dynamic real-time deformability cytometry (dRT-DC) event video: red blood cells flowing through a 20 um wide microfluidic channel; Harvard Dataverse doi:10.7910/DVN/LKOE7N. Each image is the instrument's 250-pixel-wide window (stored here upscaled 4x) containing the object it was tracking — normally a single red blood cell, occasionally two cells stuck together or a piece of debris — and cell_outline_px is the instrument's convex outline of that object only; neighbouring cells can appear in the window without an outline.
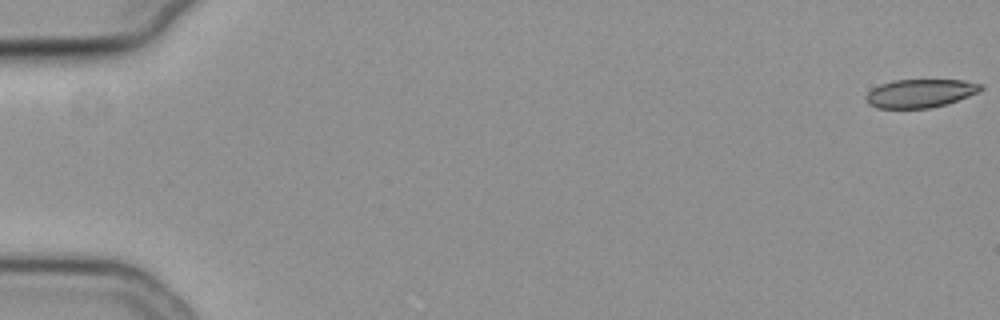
{"species": "common noctule bat (a hibernating species)", "species_latin": "Nyctalus noctula", "temperature_condition": "cold", "stored_images_in_passage": 15, "camera_frame_rate_fps": 3000, "um_per_image_px": 0.085, "animal": {"sex": "female", "body_mass_g": 19.3, "forearm_length_mm": 54.1}, "frame": {"image": 1, "passage_image": 1, "time_ms": 0.0, "image_size_px": [1000, 320], "cell_outline_px": [[984, 88], [980, 92], [948, 104], [932, 108], [876, 108], [868, 104], [864, 96], [872, 88], [880, 84], [892, 80], [964, 80], [984, 84]], "centroid_in_image_um": [78.24, 7.93], "position_along_channel_um": 6.8, "area_um2": 19.36}}